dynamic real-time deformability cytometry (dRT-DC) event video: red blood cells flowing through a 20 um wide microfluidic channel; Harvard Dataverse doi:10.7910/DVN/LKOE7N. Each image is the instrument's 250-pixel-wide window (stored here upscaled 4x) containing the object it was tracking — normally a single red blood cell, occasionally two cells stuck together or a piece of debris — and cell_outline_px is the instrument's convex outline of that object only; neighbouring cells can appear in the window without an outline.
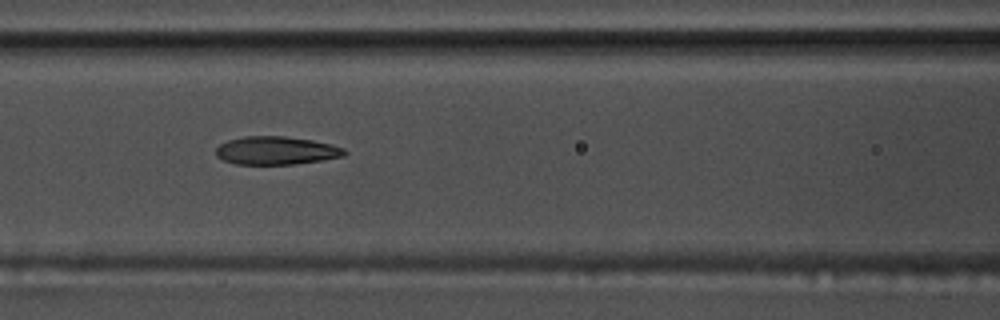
{"species": "common noctule bat (a hibernating species)", "species_latin": "Nyctalus noctula", "temperature_condition": "warm", "stored_images_in_passage": 53, "camera_frame_rate_fps": 3000, "um_per_image_px": 0.085, "animal": {"sex": "male", "body_mass_g": 17.5, "forearm_length_mm": 52.3}, "frame": {"image": 1, "passage_image": 21, "time_ms": 6.667, "image_size_px": [1000, 320], "cell_outline_px": [[348, 152], [344, 156], [324, 160], [296, 164], [236, 164], [224, 160], [216, 156], [216, 148], [220, 144], [228, 140], [244, 136], [284, 136], [312, 140], [332, 144], [344, 148]], "centroid_in_image_um": [23.51, 12.8], "position_along_channel_um": 143.1, "area_um2": 21.21}}
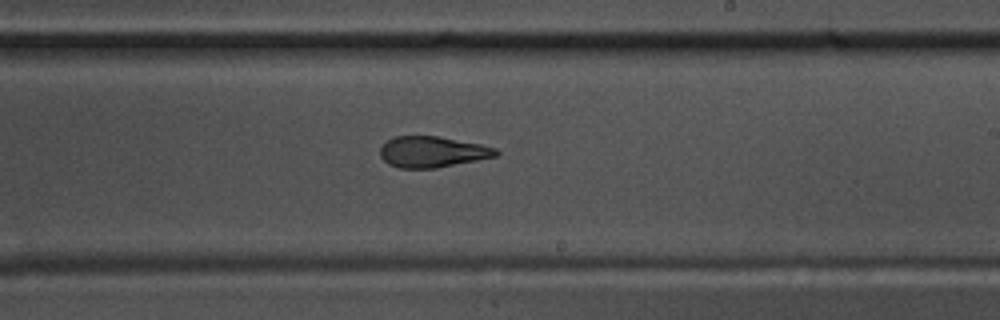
{"frame": {"image": 2, "passage_image": 30, "time_ms": 9.667, "image_size_px": [1000, 320], "cell_outline_px": [[500, 152], [496, 156], [436, 168], [400, 168], [388, 164], [380, 156], [380, 148], [392, 136], [440, 136], [480, 144], [496, 148]], "centroid_in_image_um": [36.73, 12.9], "position_along_channel_um": 252.3, "area_um2": 20.87}}
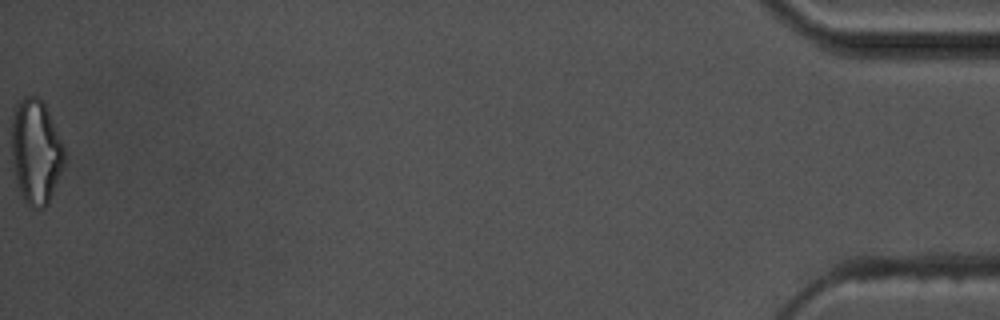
{"frame": {"image": 3, "passage_image": 53, "time_ms": 17.333, "image_size_px": [1000, 320], "cell_outline_px": [[64, 164], [48, 204], [44, 208], [28, 208], [20, 192], [16, 180], [12, 156], [12, 120], [16, 100], [24, 96], [36, 96], [44, 100], [64, 144]], "centroid_in_image_um": [3.05, 12.85], "position_along_channel_um": 432.1, "area_um2": 32.6}, "authors_computed_cell_mechanics": {"area_um2": 21.675, "velocity_mm_per_s": 3.6543, "shape_relaxation_time_tau1_ms": 4.4553, "shape_relaxation_time_tau2_ms": 2.2951, "deformation_change_tau1": 0.1725, "deformation_change_tau2": 0.1165}}